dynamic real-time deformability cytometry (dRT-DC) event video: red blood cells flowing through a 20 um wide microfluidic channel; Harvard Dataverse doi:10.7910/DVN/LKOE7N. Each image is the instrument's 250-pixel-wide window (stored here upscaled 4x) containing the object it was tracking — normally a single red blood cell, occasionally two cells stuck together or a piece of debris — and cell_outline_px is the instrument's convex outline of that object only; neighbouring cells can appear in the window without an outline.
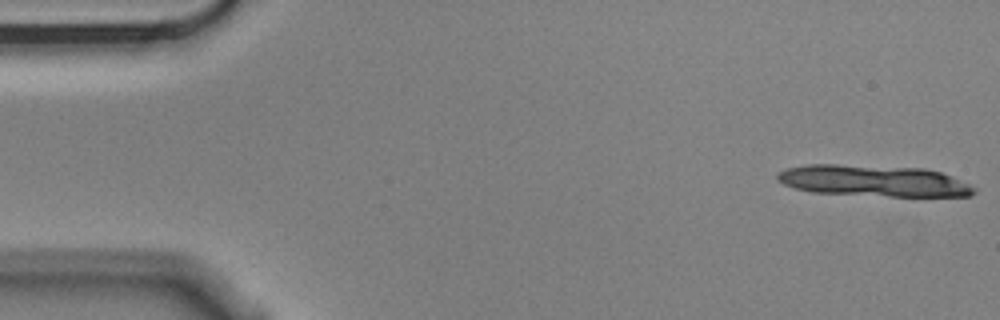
{"species": "Egyptian fruit bat (a non-hibernating species)", "species_latin": "Rousettus aegyptiacus", "temperature_condition": "cold", "stored_images_in_passage": 4, "camera_frame_rate_fps": 3000, "um_per_image_px": 0.085, "animal": {"sex": "male"}, "frame": {"image": 1, "passage_image": 1, "time_ms": 0.0, "image_size_px": [1000, 320], "cell_outline_px": [[976, 192], [972, 196], [888, 196], [812, 192], [796, 188], [784, 184], [776, 180], [776, 176], [780, 172], [788, 168], [808, 164], [836, 164], [924, 168], [940, 172], [968, 184], [976, 188]], "centroid_in_image_um": [74.25, 15.37], "position_along_channel_um": 10.7, "area_um2": 35.72}}
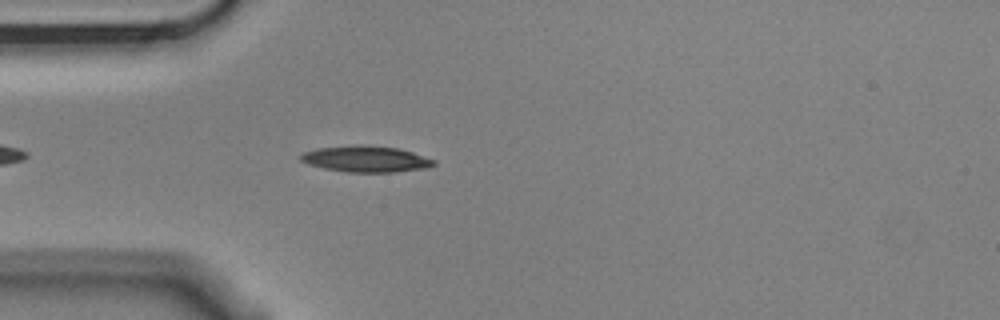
{"frame": {"image": 2, "passage_image": 4, "time_ms": 1.0, "image_size_px": [1000, 320], "cell_outline_px": [[436, 164], [428, 168], [396, 172], [348, 172], [324, 168], [308, 164], [300, 160], [300, 156], [304, 152], [316, 148], [356, 144], [360, 144], [400, 148], [436, 160]], "centroid_in_image_um": [31.13, 13.5], "position_along_channel_um": 53.9, "area_um2": 20.52}}